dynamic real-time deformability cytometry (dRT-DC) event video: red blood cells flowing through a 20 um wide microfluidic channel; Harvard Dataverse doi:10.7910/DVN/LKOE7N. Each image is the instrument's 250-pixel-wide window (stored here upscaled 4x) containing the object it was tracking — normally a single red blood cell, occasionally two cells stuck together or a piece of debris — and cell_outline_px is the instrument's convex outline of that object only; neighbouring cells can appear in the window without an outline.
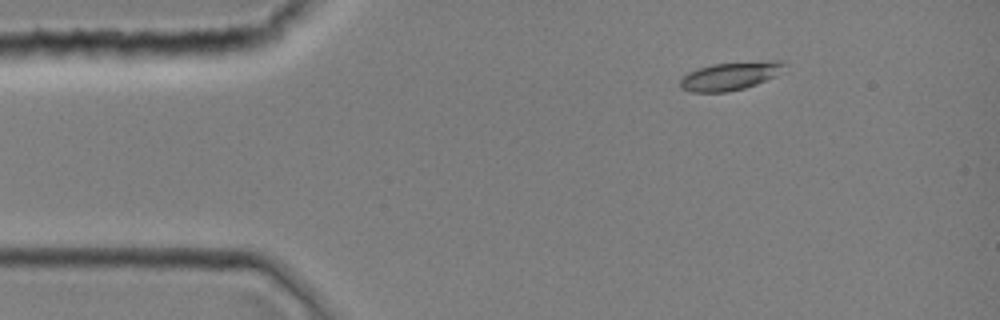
{"species": "common noctule bat (a hibernating species)", "species_latin": "Nyctalus noctula", "temperature_condition": "room temperature", "stored_images_in_passage": 2, "camera_frame_rate_fps": 3000, "um_per_image_px": 0.085, "animal": {"sex": "female", "body_mass_g": 19.0, "forearm_length_mm": 51.5}, "frame": {"image": 1, "passage_image": 1, "time_ms": 0.0, "image_size_px": [1000, 320], "cell_outline_px": [[788, 64], [776, 76], [756, 84], [744, 88], [724, 92], [688, 92], [680, 88], [680, 80], [688, 72], [712, 64], [768, 60], [784, 60]], "centroid_in_image_um": [62.11, 6.45], "position_along_channel_um": 22.9, "area_um2": 17.22}}